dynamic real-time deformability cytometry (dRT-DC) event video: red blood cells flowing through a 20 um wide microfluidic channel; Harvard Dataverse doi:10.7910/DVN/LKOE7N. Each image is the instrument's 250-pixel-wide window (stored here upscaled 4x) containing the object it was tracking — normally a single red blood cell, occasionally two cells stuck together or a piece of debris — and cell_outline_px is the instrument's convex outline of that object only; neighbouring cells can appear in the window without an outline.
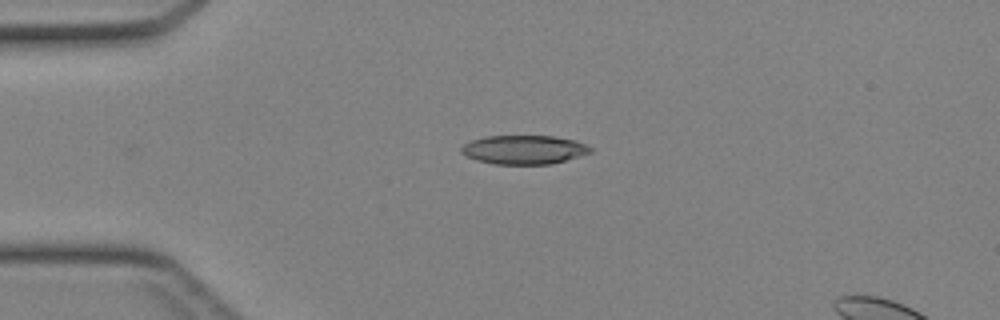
{"species": "Egyptian fruit bat (a non-hibernating species)", "species_latin": "Rousettus aegyptiacus", "temperature_condition": "cold", "stored_images_in_passage": 34, "camera_frame_rate_fps": 3000, "um_per_image_px": 0.085, "animal": {"sex": "female"}, "frame": {"image": 1, "passage_image": 1, "time_ms": 0.0, "image_size_px": [1000, 320], "cell_outline_px": [[592, 152], [552, 164], [492, 164], [476, 160], [460, 152], [460, 148], [464, 144], [472, 140], [484, 136], [552, 136], [576, 140], [592, 148]], "centroid_in_image_um": [44.52, 12.72], "position_along_channel_um": 40.5, "area_um2": 21.73}}
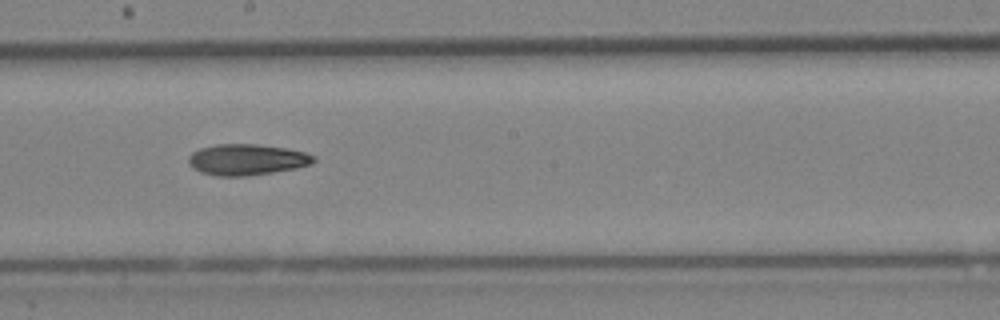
{"frame": {"image": 2, "passage_image": 15, "time_ms": 4.667, "image_size_px": [1000, 320], "cell_outline_px": [[316, 160], [312, 164], [296, 168], [272, 172], [244, 176], [216, 176], [200, 172], [192, 168], [188, 164], [188, 156], [192, 152], [200, 148], [216, 144], [256, 144], [288, 148], [304, 152], [316, 156]], "centroid_in_image_um": [20.97, 13.56], "position_along_channel_um": 227.2, "area_um2": 22.83}}
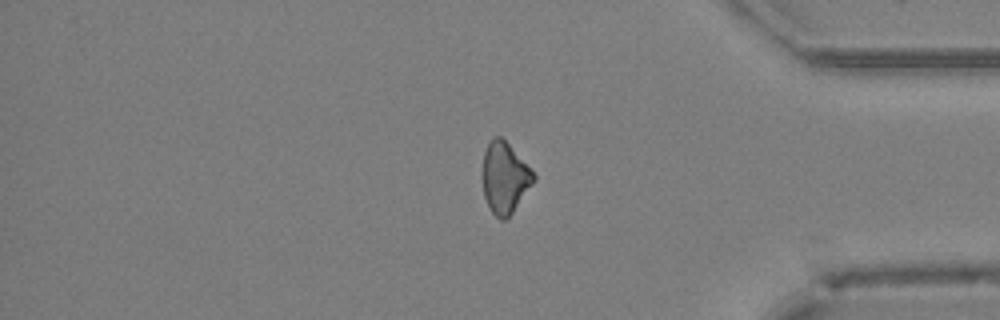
{"frame": {"image": 3, "passage_image": 27, "time_ms": 8.667, "image_size_px": [1000, 320], "cell_outline_px": [[536, 180], [512, 212], [504, 220], [500, 220], [492, 212], [484, 196], [484, 152], [492, 136], [500, 136], [508, 144], [536, 176]], "centroid_in_image_um": [42.91, 15.12], "position_along_channel_um": 392.3, "area_um2": 20.46}}